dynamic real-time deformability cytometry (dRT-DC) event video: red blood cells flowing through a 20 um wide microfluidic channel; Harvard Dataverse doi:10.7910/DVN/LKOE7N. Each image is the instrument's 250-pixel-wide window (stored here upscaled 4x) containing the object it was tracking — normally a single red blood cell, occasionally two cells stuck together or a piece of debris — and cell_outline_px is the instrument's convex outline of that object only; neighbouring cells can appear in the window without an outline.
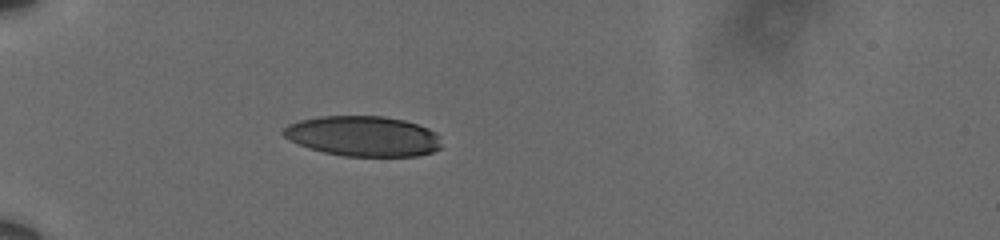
{"species": "human", "species_latin": "Homo sapiens", "temperature_condition": "cold", "stored_images_in_passage": 6, "camera_frame_rate_fps": 3000, "um_per_image_px": 0.085, "donor": {"sex": "male"}, "frame": {"image": 1, "passage_image": 4, "time_ms": 1.0, "image_size_px": [1000, 240], "cell_outline_px": [[440, 148], [432, 152], [416, 156], [344, 156], [324, 152], [308, 148], [288, 140], [280, 132], [288, 124], [300, 120], [320, 116], [380, 116], [404, 120], [428, 128], [436, 132], [440, 144]], "centroid_in_image_um": [30.82, 11.57], "position_along_channel_um": 54.2, "area_um2": 37.11}}
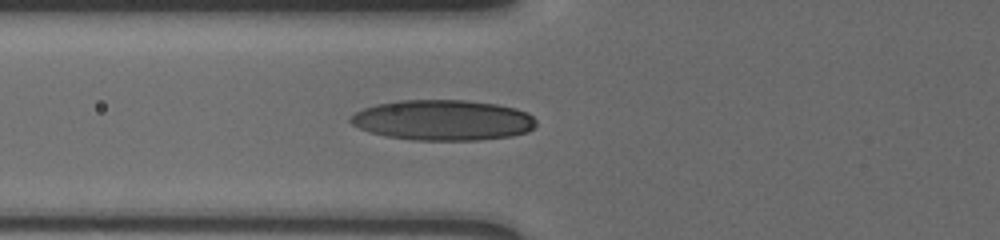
{"frame": {"image": 2, "passage_image": 6, "time_ms": 1.667, "image_size_px": [1000, 240], "cell_outline_px": [[536, 124], [528, 132], [512, 136], [480, 140], [412, 140], [388, 136], [372, 132], [360, 128], [352, 124], [348, 120], [356, 112], [364, 108], [376, 104], [400, 100], [468, 100], [496, 104], [516, 108], [532, 116], [536, 120]], "centroid_in_image_um": [37.67, 10.21], "position_along_channel_um": 88.1, "area_um2": 43.7}}